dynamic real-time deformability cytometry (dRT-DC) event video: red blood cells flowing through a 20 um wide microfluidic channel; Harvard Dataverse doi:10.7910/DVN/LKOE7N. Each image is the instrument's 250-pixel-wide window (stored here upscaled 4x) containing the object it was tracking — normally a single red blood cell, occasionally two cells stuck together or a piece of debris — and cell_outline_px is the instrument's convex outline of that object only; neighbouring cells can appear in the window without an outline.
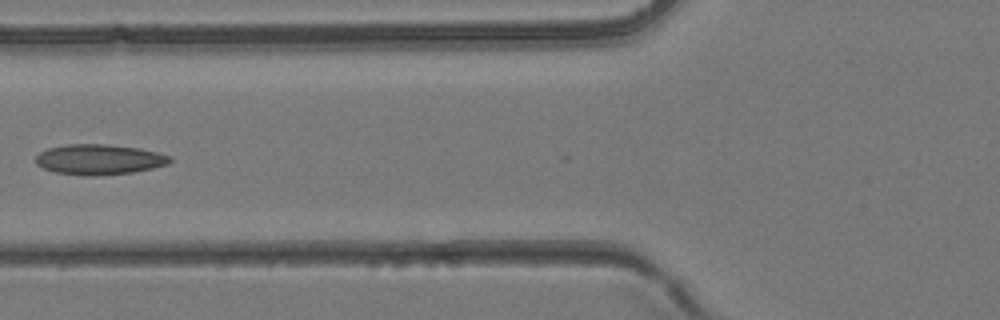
{"species": "common noctule bat (a hibernating species)", "species_latin": "Nyctalus noctula", "temperature_condition": "room temperature", "stored_images_in_passage": 4, "camera_frame_rate_fps": 3000, "um_per_image_px": 0.085, "animal": {"sex": "female", "body_mass_g": 24.6, "forearm_length_mm": 56.2}, "frame": {"image": 1, "passage_image": 3, "time_ms": 0.667, "image_size_px": [1000, 320], "cell_outline_px": [[172, 160], [168, 164], [152, 168], [132, 172], [96, 176], [84, 176], [56, 172], [44, 168], [36, 164], [36, 156], [40, 152], [48, 148], [68, 144], [104, 144], [140, 148], [172, 156]], "centroid_in_image_um": [8.44, 13.55], "position_along_channel_um": 117.4, "area_um2": 23.7}}